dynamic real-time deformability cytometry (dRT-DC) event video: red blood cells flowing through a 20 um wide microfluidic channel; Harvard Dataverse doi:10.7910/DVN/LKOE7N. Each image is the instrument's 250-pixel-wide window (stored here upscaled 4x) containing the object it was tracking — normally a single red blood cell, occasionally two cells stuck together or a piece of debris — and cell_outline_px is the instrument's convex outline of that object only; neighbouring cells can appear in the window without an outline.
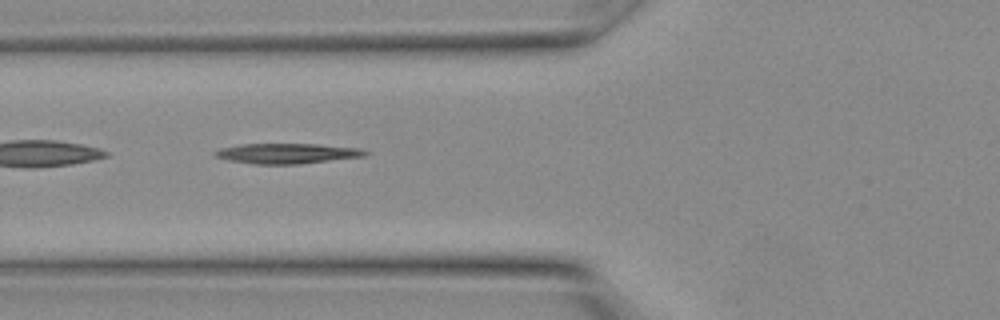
{"species": "Egyptian fruit bat (a non-hibernating species)", "species_latin": "Rousettus aegyptiacus", "temperature_condition": "warm", "stored_images_in_passage": 8, "camera_frame_rate_fps": 3000, "um_per_image_px": 0.085, "animal": {"sex": "female"}, "frame": {"image": 1, "passage_image": 3, "time_ms": 0.667, "image_size_px": [1000, 320], "cell_outline_px": [[372, 152], [364, 156], [296, 164], [256, 164], [228, 160], [212, 156], [212, 152], [220, 148], [240, 144], [316, 144], [360, 148]], "centroid_in_image_um": [24.36, 13.03], "position_along_channel_um": 101.4, "area_um2": 17.69}}
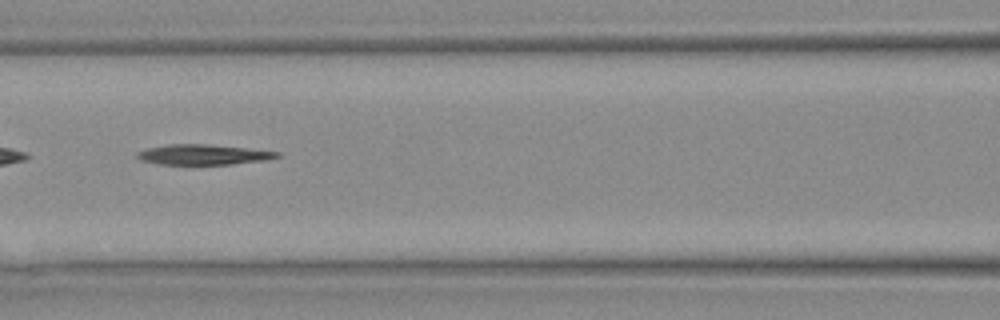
{"frame": {"image": 2, "passage_image": 5, "time_ms": 1.333, "image_size_px": [1000, 320], "cell_outline_px": [[280, 156], [264, 160], [232, 164], [160, 164], [140, 160], [136, 156], [136, 152], [148, 148], [168, 144], [208, 144], [280, 152]], "centroid_in_image_um": [17.23, 13.14], "position_along_channel_um": 149.4, "area_um2": 16.3}}
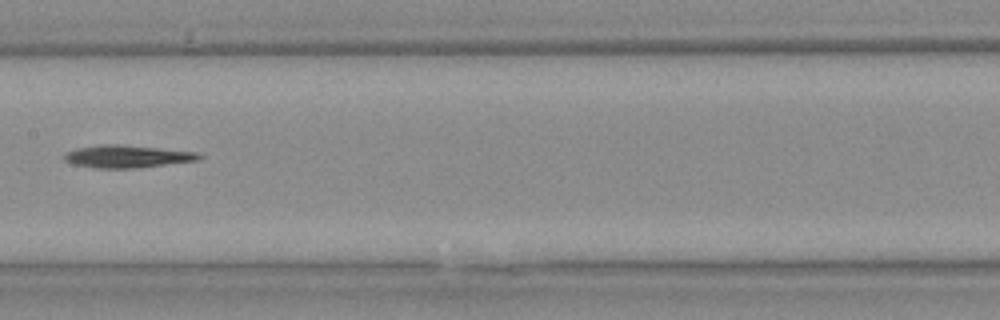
{"frame": {"image": 3, "passage_image": 7, "time_ms": 2.0, "image_size_px": [1000, 320], "cell_outline_px": [[204, 156], [196, 160], [136, 168], [92, 168], [72, 164], [64, 160], [64, 156], [68, 152], [76, 148], [100, 144], [116, 144], [196, 152]], "centroid_in_image_um": [10.74, 13.3], "position_along_channel_um": 196.7, "area_um2": 17.46}}